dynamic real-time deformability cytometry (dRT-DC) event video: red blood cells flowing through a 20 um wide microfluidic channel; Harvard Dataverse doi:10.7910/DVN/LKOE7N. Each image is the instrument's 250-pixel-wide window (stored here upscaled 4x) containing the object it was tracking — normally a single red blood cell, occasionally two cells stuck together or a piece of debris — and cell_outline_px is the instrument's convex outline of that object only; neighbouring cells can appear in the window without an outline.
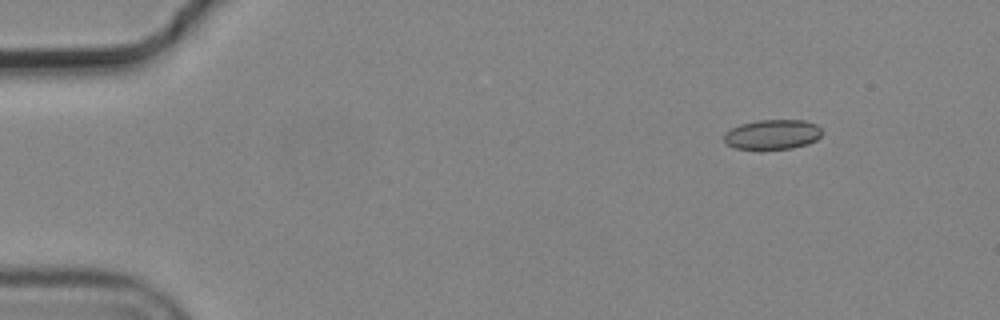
{"species": "common noctule bat (a hibernating species)", "species_latin": "Nyctalus noctula", "temperature_condition": "cold", "stored_images_in_passage": 4, "camera_frame_rate_fps": 3000, "um_per_image_px": 0.085, "animal": {"sex": "male", "body_mass_g": 19.2, "forearm_length_mm": 51.8}, "frame": {"image": 1, "passage_image": 1, "time_ms": 0.0, "image_size_px": [1000, 320], "cell_outline_px": [[820, 136], [816, 140], [808, 144], [792, 148], [764, 152], [760, 152], [736, 148], [728, 144], [724, 140], [724, 132], [740, 124], [756, 120], [804, 120], [816, 124], [820, 128]], "centroid_in_image_um": [65.62, 11.47], "position_along_channel_um": 19.4, "area_um2": 17.63}}